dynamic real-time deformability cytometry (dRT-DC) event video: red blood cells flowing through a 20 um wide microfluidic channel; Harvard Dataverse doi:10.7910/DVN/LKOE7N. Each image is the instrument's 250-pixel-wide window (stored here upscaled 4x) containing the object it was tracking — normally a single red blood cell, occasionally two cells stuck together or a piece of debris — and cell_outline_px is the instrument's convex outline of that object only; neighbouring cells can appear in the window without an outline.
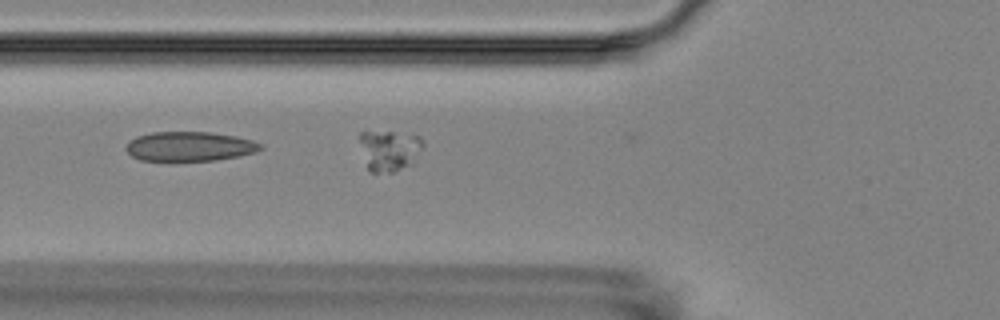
{"species": "Egyptian fruit bat (a non-hibernating species)", "species_latin": "Rousettus aegyptiacus", "temperature_condition": "room temperature", "stored_images_in_passage": 6, "camera_frame_rate_fps": 3000, "um_per_image_px": 0.085, "animal": {"sex": "female"}, "frame": {"image": 1, "passage_image": 6, "time_ms": 5.667, "image_size_px": [1000, 320], "cell_outline_px": [[424, 144], [412, 164], [392, 172], [372, 172], [368, 168], [360, 140], [360, 132], [392, 132], [420, 136], [424, 140]], "centroid_in_image_um": [33.14, 12.77], "position_along_channel_um": 92.7, "area_um2": 14.68}}